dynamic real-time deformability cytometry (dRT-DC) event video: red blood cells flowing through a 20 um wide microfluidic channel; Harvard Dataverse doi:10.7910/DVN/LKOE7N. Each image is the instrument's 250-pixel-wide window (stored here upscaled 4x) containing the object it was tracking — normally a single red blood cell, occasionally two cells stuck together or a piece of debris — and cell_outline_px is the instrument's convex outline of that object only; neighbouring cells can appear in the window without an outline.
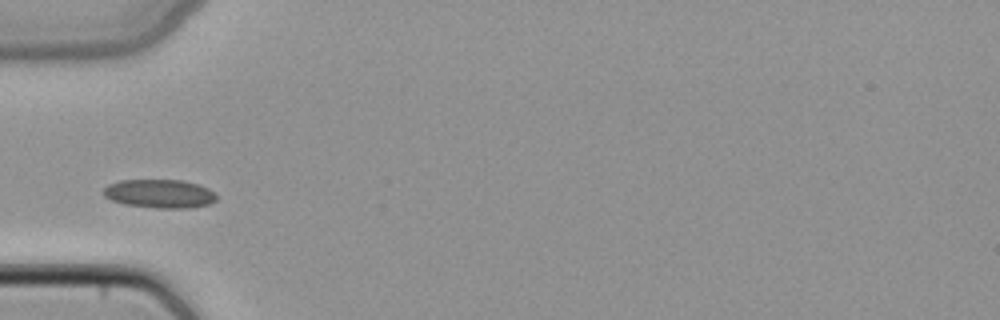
{"species": "common noctule bat (a hibernating species)", "species_latin": "Nyctalus noctula", "temperature_condition": "cold", "stored_images_in_passage": 25, "camera_frame_rate_fps": 3000, "um_per_image_px": 0.085, "animal": {"sex": "female", "body_mass_g": 22.7, "forearm_length_mm": 54.2}, "frame": {"image": 1, "passage_image": 1, "time_ms": 0.0, "image_size_px": [1000, 320], "cell_outline_px": [[216, 200], [208, 204], [188, 208], [156, 208], [124, 204], [112, 200], [104, 196], [104, 188], [108, 184], [120, 180], [180, 180], [196, 184], [208, 188], [216, 192]], "centroid_in_image_um": [13.56, 16.46], "position_along_channel_um": 71.4, "area_um2": 18.79}}
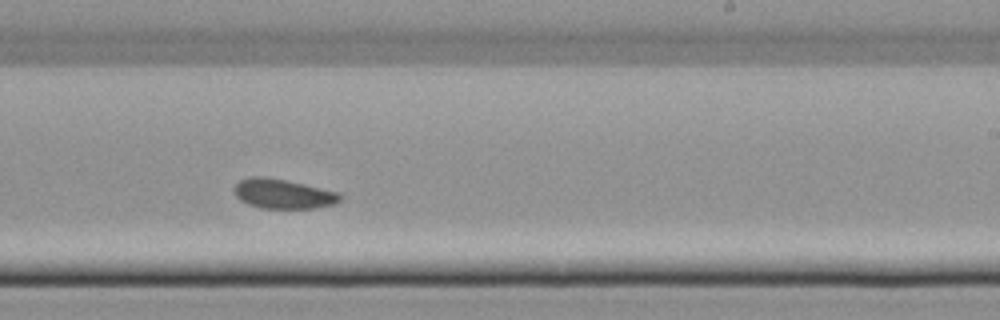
{"frame": {"image": 2, "passage_image": 15, "time_ms": 4.667, "image_size_px": [1000, 320], "cell_outline_px": [[344, 196], [336, 204], [316, 208], [260, 208], [248, 204], [240, 200], [236, 196], [232, 188], [240, 180], [252, 176], [264, 176], [288, 180], [340, 192]], "centroid_in_image_um": [24.09, 16.47], "position_along_channel_um": 264.9, "area_um2": 18.61}}
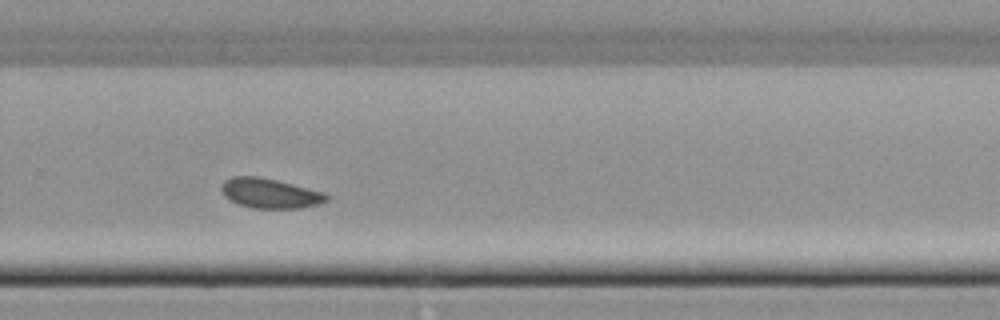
{"frame": {"image": 3, "passage_image": 18, "time_ms": 5.667, "image_size_px": [1000, 320], "cell_outline_px": [[328, 200], [320, 204], [304, 208], [252, 208], [228, 200], [224, 196], [220, 188], [220, 184], [224, 180], [232, 176], [260, 176], [324, 192], [328, 196]], "centroid_in_image_um": [22.92, 16.43], "position_along_channel_um": 306.9, "area_um2": 18.44}}